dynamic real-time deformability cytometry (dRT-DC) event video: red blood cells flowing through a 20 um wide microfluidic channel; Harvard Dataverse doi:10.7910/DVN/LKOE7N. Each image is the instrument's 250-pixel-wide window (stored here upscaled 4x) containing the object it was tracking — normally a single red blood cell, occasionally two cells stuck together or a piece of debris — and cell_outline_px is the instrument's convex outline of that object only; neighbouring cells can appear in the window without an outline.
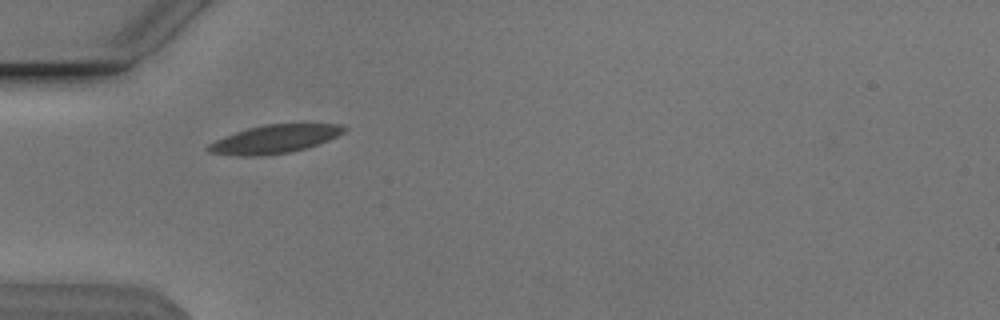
{"species": "Egyptian fruit bat (a non-hibernating species)", "species_latin": "Rousettus aegyptiacus", "temperature_condition": "cold", "stored_images_in_passage": 38, "camera_frame_rate_fps": 3000, "um_per_image_px": 0.085, "animal": {"sex": "male"}, "frame": {"image": 1, "passage_image": 1, "time_ms": 0.0, "image_size_px": [1000, 320], "cell_outline_px": [[348, 128], [344, 132], [328, 140], [292, 152], [260, 156], [240, 156], [208, 152], [204, 148], [208, 144], [224, 136], [248, 128], [268, 124], [340, 124]], "centroid_in_image_um": [23.3, 11.83], "position_along_channel_um": 61.7, "area_um2": 22.25}}
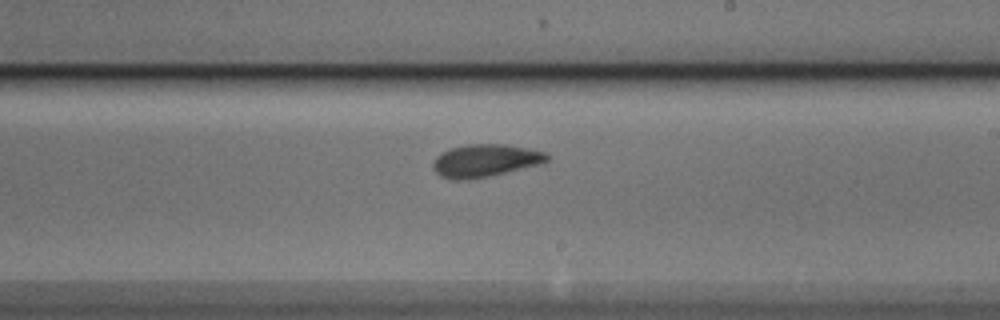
{"frame": {"image": 2, "passage_image": 16, "time_ms": 5.0, "image_size_px": [1000, 320], "cell_outline_px": [[552, 156], [548, 160], [540, 164], [488, 176], [464, 180], [452, 180], [440, 176], [432, 168], [432, 164], [436, 156], [452, 148], [468, 144], [508, 144], [548, 152]], "centroid_in_image_um": [41.27, 13.64], "position_along_channel_um": 247.7, "area_um2": 21.73}}
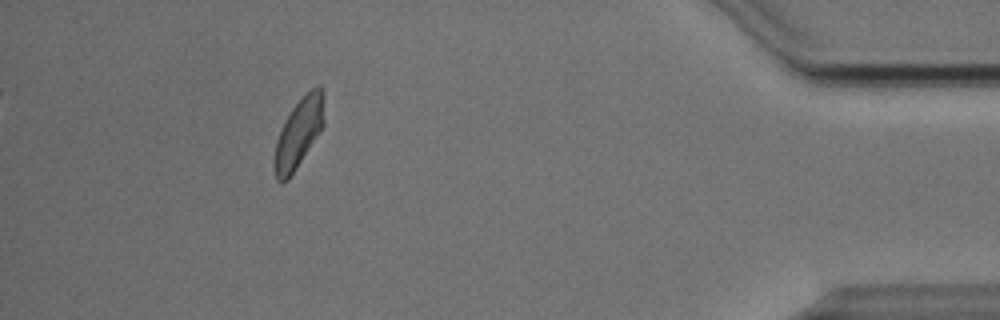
{"frame": {"image": 3, "passage_image": 33, "time_ms": 10.667, "image_size_px": [1000, 320], "cell_outline_px": [[324, 124], [288, 180], [276, 180], [272, 164], [276, 140], [280, 128], [292, 108], [316, 84], [320, 84], [324, 100]], "centroid_in_image_um": [25.36, 11.3], "position_along_channel_um": 409.8, "area_um2": 19.88}, "authors_computed_cell_mechanics": {"area_um2": 21.0392, "velocity_mm_per_s": 3.8007, "shape_relaxation_time_tau1_ms": 2.5658, "shape_relaxation_time_tau2_ms": 1.6456, "deformation_change_tau1": 0.1234, "deformation_change_tau2": 0.0773}}